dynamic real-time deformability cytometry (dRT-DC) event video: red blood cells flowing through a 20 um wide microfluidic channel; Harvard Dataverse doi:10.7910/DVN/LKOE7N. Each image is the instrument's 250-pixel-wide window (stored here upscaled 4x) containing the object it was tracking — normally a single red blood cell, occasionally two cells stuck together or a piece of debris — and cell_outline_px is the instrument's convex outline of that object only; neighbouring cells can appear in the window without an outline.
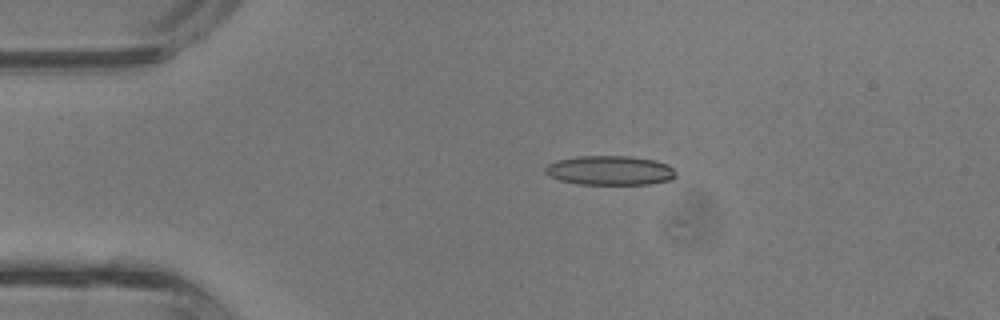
{"species": "common noctule bat (a hibernating species)", "species_latin": "Nyctalus noctula", "temperature_condition": "room temperature", "stored_images_in_passage": 4, "camera_frame_rate_fps": 3000, "um_per_image_px": 0.085, "animal": {"sex": "male", "body_mass_g": 13.3}, "frame": {"image": 1, "passage_image": 3, "time_ms": 0.667, "image_size_px": [1000, 320], "cell_outline_px": [[676, 176], [672, 180], [648, 184], [576, 184], [560, 180], [548, 176], [544, 172], [544, 168], [548, 164], [556, 160], [576, 156], [628, 156], [656, 160], [668, 164], [676, 172]], "centroid_in_image_um": [51.83, 14.48], "position_along_channel_um": 33.2, "area_um2": 22.6}}